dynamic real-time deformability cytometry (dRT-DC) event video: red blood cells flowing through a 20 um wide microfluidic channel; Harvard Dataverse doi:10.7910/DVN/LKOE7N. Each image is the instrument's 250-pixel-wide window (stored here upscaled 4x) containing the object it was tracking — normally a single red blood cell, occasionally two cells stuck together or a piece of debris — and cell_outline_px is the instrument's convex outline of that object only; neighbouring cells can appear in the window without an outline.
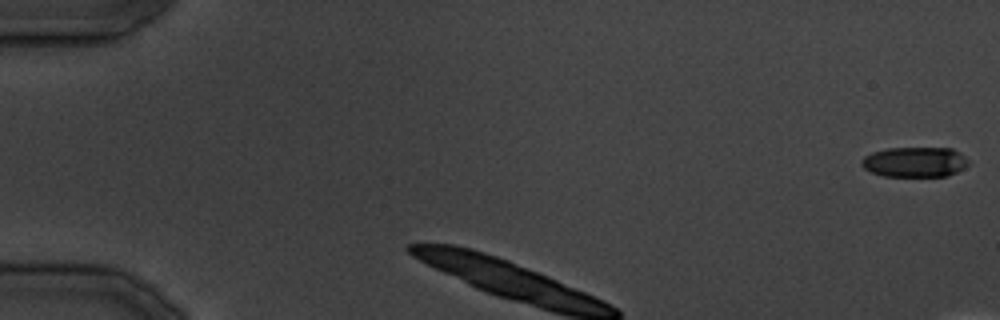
{"species": "common noctule bat (a hibernating species)", "species_latin": "Nyctalus noctula", "temperature_condition": "cold", "stored_images_in_passage": 24, "camera_frame_rate_fps": 3000, "um_per_image_px": 0.085, "animal": {"sex": "male", "body_mass_g": 19.5, "forearm_length_mm": 54.6}, "frame": {"image": 1, "passage_image": 1, "time_ms": 0.0, "image_size_px": [1000, 320], "cell_outline_px": [[968, 164], [964, 168], [948, 176], [884, 176], [872, 172], [864, 168], [860, 164], [860, 160], [864, 156], [872, 152], [888, 148], [952, 148], [960, 152], [968, 160]], "centroid_in_image_um": [77.75, 13.76], "position_along_channel_um": 7.3, "area_um2": 18.84}}